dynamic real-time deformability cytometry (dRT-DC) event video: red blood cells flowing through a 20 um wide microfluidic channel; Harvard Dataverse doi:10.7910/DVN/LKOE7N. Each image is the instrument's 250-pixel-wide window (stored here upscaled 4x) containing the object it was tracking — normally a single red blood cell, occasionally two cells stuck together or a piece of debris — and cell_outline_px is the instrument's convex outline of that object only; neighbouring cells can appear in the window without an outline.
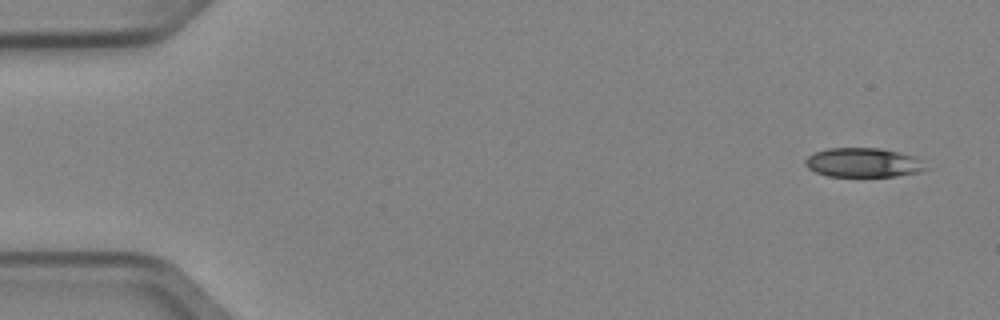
{"species": "Egyptian fruit bat (a non-hibernating species)", "species_latin": "Rousettus aegyptiacus", "temperature_condition": "cold", "stored_images_in_passage": 5, "camera_frame_rate_fps": 3000, "um_per_image_px": 0.085, "animal": {"sex": "female"}, "frame": {"image": 1, "passage_image": 1, "time_ms": 0.0, "image_size_px": [1000, 320], "cell_outline_px": [[932, 168], [920, 172], [896, 176], [828, 176], [816, 172], [808, 168], [804, 164], [804, 160], [808, 156], [816, 152], [828, 148], [880, 148], [916, 156]], "centroid_in_image_um": [73.44, 13.82], "position_along_channel_um": 11.6, "area_um2": 20.75}}
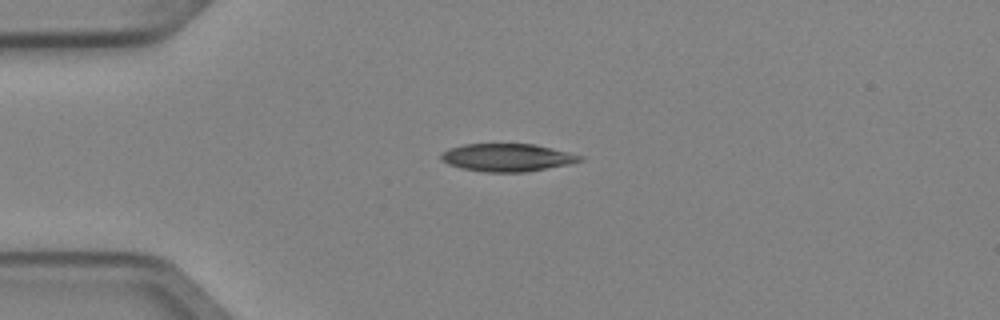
{"frame": {"image": 2, "passage_image": 4, "time_ms": 1.0, "image_size_px": [1000, 320], "cell_outline_px": [[584, 160], [568, 164], [528, 172], [484, 172], [460, 168], [448, 164], [440, 156], [444, 152], [452, 148], [464, 144], [536, 144], [584, 156]], "centroid_in_image_um": [43.16, 13.39], "position_along_channel_um": 41.8, "area_um2": 22.37}}